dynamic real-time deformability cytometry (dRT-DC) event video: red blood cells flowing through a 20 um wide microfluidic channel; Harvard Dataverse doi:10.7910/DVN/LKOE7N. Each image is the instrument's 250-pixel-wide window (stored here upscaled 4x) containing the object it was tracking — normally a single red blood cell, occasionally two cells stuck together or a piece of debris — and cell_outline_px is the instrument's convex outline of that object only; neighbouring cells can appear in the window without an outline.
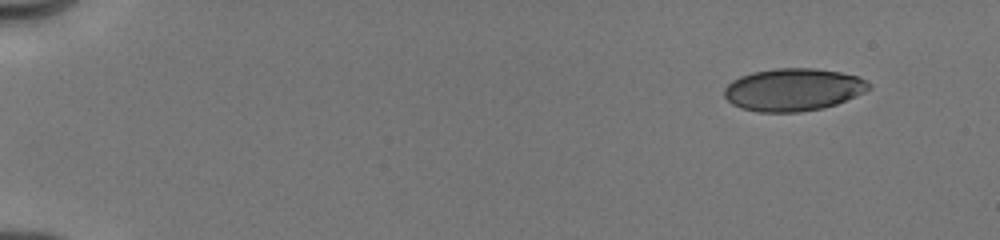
{"species": "human", "species_latin": "Homo sapiens", "temperature_condition": "cold", "stored_images_in_passage": 13, "camera_frame_rate_fps": 3000, "um_per_image_px": 0.085, "donor": {"sex": "male"}, "frame": {"image": 1, "passage_image": 1, "time_ms": 0.0, "image_size_px": [1000, 240], "cell_outline_px": [[872, 88], [856, 96], [836, 104], [824, 108], [800, 112], [756, 112], [740, 108], [732, 104], [724, 96], [724, 88], [732, 80], [740, 76], [752, 72], [776, 68], [816, 68], [840, 72], [856, 76], [872, 84]], "centroid_in_image_um": [67.41, 7.62], "position_along_channel_um": 17.6, "area_um2": 36.07}}
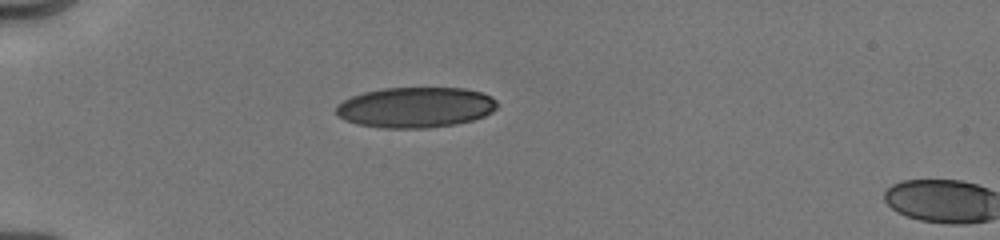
{"frame": {"image": 2, "passage_image": 11, "time_ms": 3.667, "image_size_px": [1000, 240], "cell_outline_px": [[500, 104], [492, 112], [484, 116], [472, 120], [456, 124], [428, 128], [380, 128], [356, 124], [344, 120], [336, 112], [336, 104], [352, 96], [364, 92], [384, 88], [464, 88], [480, 92], [492, 96]], "centroid_in_image_um": [35.33, 9.13], "position_along_channel_um": 49.7, "area_um2": 38.26}}